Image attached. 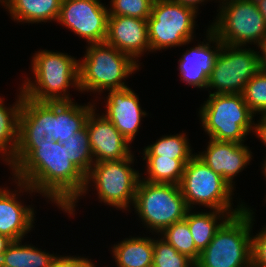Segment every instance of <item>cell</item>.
<instances>
[{
	"label": "cell",
	"mask_w": 266,
	"mask_h": 267,
	"mask_svg": "<svg viewBox=\"0 0 266 267\" xmlns=\"http://www.w3.org/2000/svg\"><path fill=\"white\" fill-rule=\"evenodd\" d=\"M255 2L266 23V0H255Z\"/></svg>",
	"instance_id": "cell-38"
},
{
	"label": "cell",
	"mask_w": 266,
	"mask_h": 267,
	"mask_svg": "<svg viewBox=\"0 0 266 267\" xmlns=\"http://www.w3.org/2000/svg\"><path fill=\"white\" fill-rule=\"evenodd\" d=\"M133 154L125 159L94 163L86 175V183L81 196L65 213H68L69 217L75 215L76 203L88 193L93 183L100 202L115 207L117 210L129 211L131 205L133 206L137 185L141 178L139 170L134 168Z\"/></svg>",
	"instance_id": "cell-6"
},
{
	"label": "cell",
	"mask_w": 266,
	"mask_h": 267,
	"mask_svg": "<svg viewBox=\"0 0 266 267\" xmlns=\"http://www.w3.org/2000/svg\"><path fill=\"white\" fill-rule=\"evenodd\" d=\"M22 241H12L2 255L1 265L8 267H50L57 257L56 254L47 253L31 243L22 245Z\"/></svg>",
	"instance_id": "cell-24"
},
{
	"label": "cell",
	"mask_w": 266,
	"mask_h": 267,
	"mask_svg": "<svg viewBox=\"0 0 266 267\" xmlns=\"http://www.w3.org/2000/svg\"><path fill=\"white\" fill-rule=\"evenodd\" d=\"M159 236L165 239L179 253L188 256L194 262L198 260L200 251L194 244L190 228L185 220L171 224Z\"/></svg>",
	"instance_id": "cell-28"
},
{
	"label": "cell",
	"mask_w": 266,
	"mask_h": 267,
	"mask_svg": "<svg viewBox=\"0 0 266 267\" xmlns=\"http://www.w3.org/2000/svg\"><path fill=\"white\" fill-rule=\"evenodd\" d=\"M186 133L162 135L158 140L142 150L143 156H161L170 159H191L196 153L192 152V146L188 142Z\"/></svg>",
	"instance_id": "cell-26"
},
{
	"label": "cell",
	"mask_w": 266,
	"mask_h": 267,
	"mask_svg": "<svg viewBox=\"0 0 266 267\" xmlns=\"http://www.w3.org/2000/svg\"><path fill=\"white\" fill-rule=\"evenodd\" d=\"M215 173L221 175L234 188L233 181L247 168L252 160V152L244 143L217 141L209 139L207 148L195 154Z\"/></svg>",
	"instance_id": "cell-17"
},
{
	"label": "cell",
	"mask_w": 266,
	"mask_h": 267,
	"mask_svg": "<svg viewBox=\"0 0 266 267\" xmlns=\"http://www.w3.org/2000/svg\"><path fill=\"white\" fill-rule=\"evenodd\" d=\"M241 212L219 211L214 209H210L209 212H192V209H188L184 220L188 223L196 248L200 252L204 250L220 227L231 216Z\"/></svg>",
	"instance_id": "cell-21"
},
{
	"label": "cell",
	"mask_w": 266,
	"mask_h": 267,
	"mask_svg": "<svg viewBox=\"0 0 266 267\" xmlns=\"http://www.w3.org/2000/svg\"><path fill=\"white\" fill-rule=\"evenodd\" d=\"M33 77L22 82L25 97L35 101H73L70 87L79 88V59L67 53L36 51L31 60ZM69 93V94H68Z\"/></svg>",
	"instance_id": "cell-3"
},
{
	"label": "cell",
	"mask_w": 266,
	"mask_h": 267,
	"mask_svg": "<svg viewBox=\"0 0 266 267\" xmlns=\"http://www.w3.org/2000/svg\"><path fill=\"white\" fill-rule=\"evenodd\" d=\"M251 255L253 267H266V226L251 236Z\"/></svg>",
	"instance_id": "cell-32"
},
{
	"label": "cell",
	"mask_w": 266,
	"mask_h": 267,
	"mask_svg": "<svg viewBox=\"0 0 266 267\" xmlns=\"http://www.w3.org/2000/svg\"><path fill=\"white\" fill-rule=\"evenodd\" d=\"M260 119L254 125V133L257 138H260V141L266 147V117L260 116Z\"/></svg>",
	"instance_id": "cell-34"
},
{
	"label": "cell",
	"mask_w": 266,
	"mask_h": 267,
	"mask_svg": "<svg viewBox=\"0 0 266 267\" xmlns=\"http://www.w3.org/2000/svg\"><path fill=\"white\" fill-rule=\"evenodd\" d=\"M11 179L15 182L14 184H17L18 190L0 188V234L18 241L23 240L24 236L31 232L35 223L34 208L31 205H24L19 198L23 196V192L32 195L35 191L24 182ZM21 192L22 194L19 195Z\"/></svg>",
	"instance_id": "cell-14"
},
{
	"label": "cell",
	"mask_w": 266,
	"mask_h": 267,
	"mask_svg": "<svg viewBox=\"0 0 266 267\" xmlns=\"http://www.w3.org/2000/svg\"><path fill=\"white\" fill-rule=\"evenodd\" d=\"M176 3L182 4L184 6H188L191 7L193 9H195L197 12L199 11V5L203 4L204 2H208V0H172ZM210 1V0H209Z\"/></svg>",
	"instance_id": "cell-35"
},
{
	"label": "cell",
	"mask_w": 266,
	"mask_h": 267,
	"mask_svg": "<svg viewBox=\"0 0 266 267\" xmlns=\"http://www.w3.org/2000/svg\"><path fill=\"white\" fill-rule=\"evenodd\" d=\"M105 42L127 54L140 65L138 58L144 56V52H151L147 20L136 17L108 16Z\"/></svg>",
	"instance_id": "cell-18"
},
{
	"label": "cell",
	"mask_w": 266,
	"mask_h": 267,
	"mask_svg": "<svg viewBox=\"0 0 266 267\" xmlns=\"http://www.w3.org/2000/svg\"><path fill=\"white\" fill-rule=\"evenodd\" d=\"M146 177L141 179L150 183L176 184L182 180L185 165L190 159H170L161 156H144Z\"/></svg>",
	"instance_id": "cell-25"
},
{
	"label": "cell",
	"mask_w": 266,
	"mask_h": 267,
	"mask_svg": "<svg viewBox=\"0 0 266 267\" xmlns=\"http://www.w3.org/2000/svg\"><path fill=\"white\" fill-rule=\"evenodd\" d=\"M179 186L188 209L199 205L219 211H243L247 207L241 201L233 208L232 195L235 189L196 155L185 165Z\"/></svg>",
	"instance_id": "cell-9"
},
{
	"label": "cell",
	"mask_w": 266,
	"mask_h": 267,
	"mask_svg": "<svg viewBox=\"0 0 266 267\" xmlns=\"http://www.w3.org/2000/svg\"><path fill=\"white\" fill-rule=\"evenodd\" d=\"M264 163H262V171L261 173H263L264 177L266 178V158L265 160L263 161ZM266 180V179H265ZM266 201V199H264Z\"/></svg>",
	"instance_id": "cell-39"
},
{
	"label": "cell",
	"mask_w": 266,
	"mask_h": 267,
	"mask_svg": "<svg viewBox=\"0 0 266 267\" xmlns=\"http://www.w3.org/2000/svg\"><path fill=\"white\" fill-rule=\"evenodd\" d=\"M87 45L82 61L79 60L80 92L100 95L106 90L127 88L125 79L139 71L141 65L106 42Z\"/></svg>",
	"instance_id": "cell-4"
},
{
	"label": "cell",
	"mask_w": 266,
	"mask_h": 267,
	"mask_svg": "<svg viewBox=\"0 0 266 267\" xmlns=\"http://www.w3.org/2000/svg\"><path fill=\"white\" fill-rule=\"evenodd\" d=\"M133 206L145 228L157 236L171 224L184 220L188 211L179 185L150 183L141 178Z\"/></svg>",
	"instance_id": "cell-8"
},
{
	"label": "cell",
	"mask_w": 266,
	"mask_h": 267,
	"mask_svg": "<svg viewBox=\"0 0 266 267\" xmlns=\"http://www.w3.org/2000/svg\"><path fill=\"white\" fill-rule=\"evenodd\" d=\"M95 102L35 101L24 96L19 117L18 144L63 143L85 127Z\"/></svg>",
	"instance_id": "cell-2"
},
{
	"label": "cell",
	"mask_w": 266,
	"mask_h": 267,
	"mask_svg": "<svg viewBox=\"0 0 266 267\" xmlns=\"http://www.w3.org/2000/svg\"><path fill=\"white\" fill-rule=\"evenodd\" d=\"M0 4H1L2 6H4V4H5V0H0Z\"/></svg>",
	"instance_id": "cell-40"
},
{
	"label": "cell",
	"mask_w": 266,
	"mask_h": 267,
	"mask_svg": "<svg viewBox=\"0 0 266 267\" xmlns=\"http://www.w3.org/2000/svg\"><path fill=\"white\" fill-rule=\"evenodd\" d=\"M14 104L5 106L4 98L0 97V158L8 163L16 153L19 137V117L24 94L20 92Z\"/></svg>",
	"instance_id": "cell-22"
},
{
	"label": "cell",
	"mask_w": 266,
	"mask_h": 267,
	"mask_svg": "<svg viewBox=\"0 0 266 267\" xmlns=\"http://www.w3.org/2000/svg\"><path fill=\"white\" fill-rule=\"evenodd\" d=\"M260 69V51L249 46L223 44L206 90L215 89L214 94H242L245 85Z\"/></svg>",
	"instance_id": "cell-12"
},
{
	"label": "cell",
	"mask_w": 266,
	"mask_h": 267,
	"mask_svg": "<svg viewBox=\"0 0 266 267\" xmlns=\"http://www.w3.org/2000/svg\"><path fill=\"white\" fill-rule=\"evenodd\" d=\"M198 12L172 0H154L147 19L151 53L182 47L194 39Z\"/></svg>",
	"instance_id": "cell-11"
},
{
	"label": "cell",
	"mask_w": 266,
	"mask_h": 267,
	"mask_svg": "<svg viewBox=\"0 0 266 267\" xmlns=\"http://www.w3.org/2000/svg\"><path fill=\"white\" fill-rule=\"evenodd\" d=\"M101 0H62L57 23L86 43L105 42L109 11Z\"/></svg>",
	"instance_id": "cell-13"
},
{
	"label": "cell",
	"mask_w": 266,
	"mask_h": 267,
	"mask_svg": "<svg viewBox=\"0 0 266 267\" xmlns=\"http://www.w3.org/2000/svg\"><path fill=\"white\" fill-rule=\"evenodd\" d=\"M215 21L208 27L223 44L260 46L266 23L255 0H221Z\"/></svg>",
	"instance_id": "cell-10"
},
{
	"label": "cell",
	"mask_w": 266,
	"mask_h": 267,
	"mask_svg": "<svg viewBox=\"0 0 266 267\" xmlns=\"http://www.w3.org/2000/svg\"><path fill=\"white\" fill-rule=\"evenodd\" d=\"M95 107L86 121L94 163L128 158L132 154L129 141Z\"/></svg>",
	"instance_id": "cell-16"
},
{
	"label": "cell",
	"mask_w": 266,
	"mask_h": 267,
	"mask_svg": "<svg viewBox=\"0 0 266 267\" xmlns=\"http://www.w3.org/2000/svg\"><path fill=\"white\" fill-rule=\"evenodd\" d=\"M253 210L248 206L231 216L200 252L195 267H250L251 232L255 221Z\"/></svg>",
	"instance_id": "cell-5"
},
{
	"label": "cell",
	"mask_w": 266,
	"mask_h": 267,
	"mask_svg": "<svg viewBox=\"0 0 266 267\" xmlns=\"http://www.w3.org/2000/svg\"><path fill=\"white\" fill-rule=\"evenodd\" d=\"M95 263L87 257L57 255L50 267H96Z\"/></svg>",
	"instance_id": "cell-33"
},
{
	"label": "cell",
	"mask_w": 266,
	"mask_h": 267,
	"mask_svg": "<svg viewBox=\"0 0 266 267\" xmlns=\"http://www.w3.org/2000/svg\"><path fill=\"white\" fill-rule=\"evenodd\" d=\"M260 53V64H261V70L266 72V39L265 41L257 47Z\"/></svg>",
	"instance_id": "cell-36"
},
{
	"label": "cell",
	"mask_w": 266,
	"mask_h": 267,
	"mask_svg": "<svg viewBox=\"0 0 266 267\" xmlns=\"http://www.w3.org/2000/svg\"><path fill=\"white\" fill-rule=\"evenodd\" d=\"M62 145L66 148L68 160L86 176L94 164L86 126Z\"/></svg>",
	"instance_id": "cell-27"
},
{
	"label": "cell",
	"mask_w": 266,
	"mask_h": 267,
	"mask_svg": "<svg viewBox=\"0 0 266 267\" xmlns=\"http://www.w3.org/2000/svg\"><path fill=\"white\" fill-rule=\"evenodd\" d=\"M111 252L117 267H152L153 239L129 236L111 246Z\"/></svg>",
	"instance_id": "cell-23"
},
{
	"label": "cell",
	"mask_w": 266,
	"mask_h": 267,
	"mask_svg": "<svg viewBox=\"0 0 266 267\" xmlns=\"http://www.w3.org/2000/svg\"><path fill=\"white\" fill-rule=\"evenodd\" d=\"M107 92L104 97L106 109L102 114L131 144L139 132L141 120L148 113L141 109L139 97L133 89L127 87Z\"/></svg>",
	"instance_id": "cell-19"
},
{
	"label": "cell",
	"mask_w": 266,
	"mask_h": 267,
	"mask_svg": "<svg viewBox=\"0 0 266 267\" xmlns=\"http://www.w3.org/2000/svg\"><path fill=\"white\" fill-rule=\"evenodd\" d=\"M13 179L28 184L51 204L66 211L82 194L86 176L70 161L60 142L18 144L6 164Z\"/></svg>",
	"instance_id": "cell-1"
},
{
	"label": "cell",
	"mask_w": 266,
	"mask_h": 267,
	"mask_svg": "<svg viewBox=\"0 0 266 267\" xmlns=\"http://www.w3.org/2000/svg\"><path fill=\"white\" fill-rule=\"evenodd\" d=\"M154 0H111L109 16L136 17L147 20L151 15Z\"/></svg>",
	"instance_id": "cell-31"
},
{
	"label": "cell",
	"mask_w": 266,
	"mask_h": 267,
	"mask_svg": "<svg viewBox=\"0 0 266 267\" xmlns=\"http://www.w3.org/2000/svg\"><path fill=\"white\" fill-rule=\"evenodd\" d=\"M206 30L205 43L200 41L198 45L187 49L178 60L177 68L181 81L201 90L207 89L209 76L223 45L209 27Z\"/></svg>",
	"instance_id": "cell-15"
},
{
	"label": "cell",
	"mask_w": 266,
	"mask_h": 267,
	"mask_svg": "<svg viewBox=\"0 0 266 267\" xmlns=\"http://www.w3.org/2000/svg\"><path fill=\"white\" fill-rule=\"evenodd\" d=\"M62 0H5L4 8L14 22H57Z\"/></svg>",
	"instance_id": "cell-20"
},
{
	"label": "cell",
	"mask_w": 266,
	"mask_h": 267,
	"mask_svg": "<svg viewBox=\"0 0 266 267\" xmlns=\"http://www.w3.org/2000/svg\"><path fill=\"white\" fill-rule=\"evenodd\" d=\"M242 96L254 115L266 114V72L261 69L248 81ZM257 113V114H256Z\"/></svg>",
	"instance_id": "cell-30"
},
{
	"label": "cell",
	"mask_w": 266,
	"mask_h": 267,
	"mask_svg": "<svg viewBox=\"0 0 266 267\" xmlns=\"http://www.w3.org/2000/svg\"><path fill=\"white\" fill-rule=\"evenodd\" d=\"M12 239H10L9 237L0 234V260L2 258V255L4 254V252L6 251V249L8 248V246L12 243Z\"/></svg>",
	"instance_id": "cell-37"
},
{
	"label": "cell",
	"mask_w": 266,
	"mask_h": 267,
	"mask_svg": "<svg viewBox=\"0 0 266 267\" xmlns=\"http://www.w3.org/2000/svg\"><path fill=\"white\" fill-rule=\"evenodd\" d=\"M198 115L201 127L211 139L244 143L247 135L254 134L255 115L242 94H214L209 91V97L199 107Z\"/></svg>",
	"instance_id": "cell-7"
},
{
	"label": "cell",
	"mask_w": 266,
	"mask_h": 267,
	"mask_svg": "<svg viewBox=\"0 0 266 267\" xmlns=\"http://www.w3.org/2000/svg\"><path fill=\"white\" fill-rule=\"evenodd\" d=\"M195 262L179 253L162 237L153 238L152 267H194Z\"/></svg>",
	"instance_id": "cell-29"
}]
</instances>
